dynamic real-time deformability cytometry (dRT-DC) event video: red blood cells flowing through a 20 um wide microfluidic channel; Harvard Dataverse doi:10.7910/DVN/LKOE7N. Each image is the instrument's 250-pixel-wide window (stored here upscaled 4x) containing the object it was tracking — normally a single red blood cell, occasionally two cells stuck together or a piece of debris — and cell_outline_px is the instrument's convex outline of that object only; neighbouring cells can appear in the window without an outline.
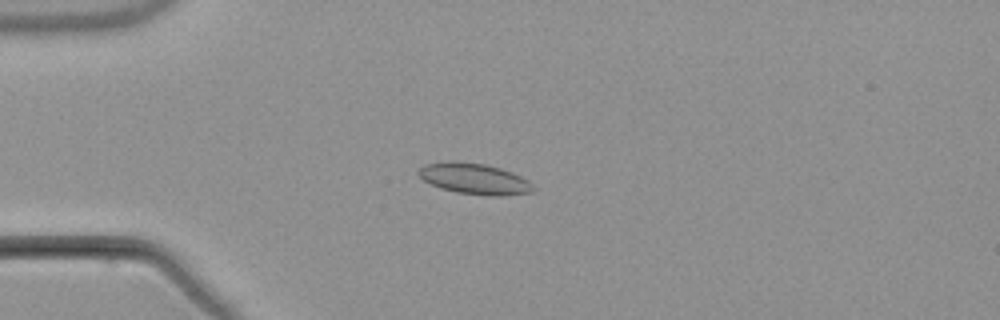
{"species": "common noctule bat (a hibernating species)", "species_latin": "Nyctalus noctula", "temperature_condition": "warm", "stored_images_in_passage": 6, "camera_frame_rate_fps": 3000, "um_per_image_px": 0.085, "animal": {"sex": "male", "body_mass_g": 21.5, "forearm_length_mm": 52.0}, "frame": {"image": 1, "passage_image": 5, "time_ms": 4.667, "image_size_px": [1000, 320], "cell_outline_px": [[532, 192], [500, 196], [488, 196], [456, 192], [440, 188], [424, 180], [416, 172], [424, 164], [448, 160], [456, 160], [484, 164], [500, 168], [520, 176], [528, 180], [532, 184]], "centroid_in_image_um": [40.28, 15.18], "position_along_channel_um": 44.7, "area_um2": 20.69}}